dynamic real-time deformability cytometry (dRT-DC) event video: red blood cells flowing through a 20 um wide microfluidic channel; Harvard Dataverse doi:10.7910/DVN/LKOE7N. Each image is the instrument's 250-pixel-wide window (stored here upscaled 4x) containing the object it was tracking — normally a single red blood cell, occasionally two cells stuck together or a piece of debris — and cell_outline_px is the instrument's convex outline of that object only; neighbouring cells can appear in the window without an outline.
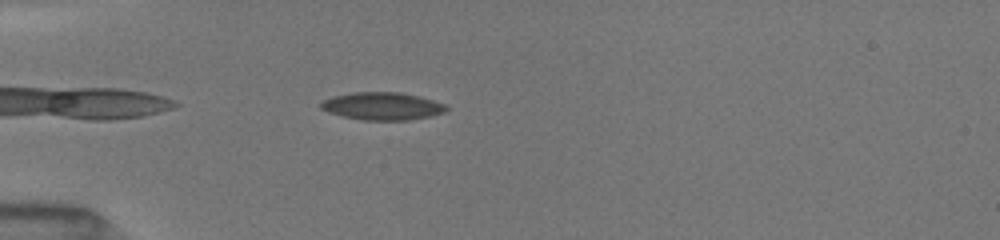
{"species": "common noctule bat (a hibernating species)", "species_latin": "Nyctalus noctula", "temperature_condition": "room temperature", "stored_images_in_passage": 19, "camera_frame_rate_fps": 3000, "um_per_image_px": 0.085, "animal": {"sex": "female", "body_mass_g": 19.5, "forearm_length_mm": 54.1}, "frame": {"image": 1, "passage_image": 4, "time_ms": 1.0, "image_size_px": [1000, 240], "cell_outline_px": [[448, 108], [444, 112], [432, 116], [408, 120], [364, 120], [344, 116], [328, 112], [320, 108], [320, 104], [324, 100], [332, 96], [352, 92], [400, 92], [432, 100], [444, 104]], "centroid_in_image_um": [32.48, 9.02], "position_along_channel_um": 52.5, "area_um2": 20.06}}
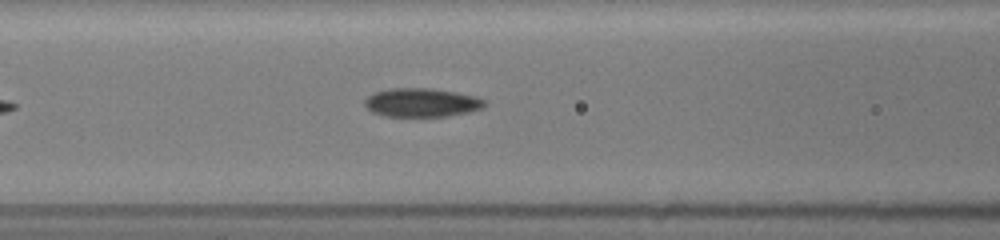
{"frame": {"image": 2, "passage_image": 11, "time_ms": 3.333, "image_size_px": [1000, 240], "cell_outline_px": [[488, 104], [484, 108], [468, 112], [448, 116], [388, 116], [372, 112], [364, 104], [364, 100], [368, 96], [376, 92], [388, 88], [432, 88], [456, 92], [476, 96], [484, 100]], "centroid_in_image_um": [35.88, 8.71], "position_along_channel_um": 130.7, "area_um2": 20.11}}
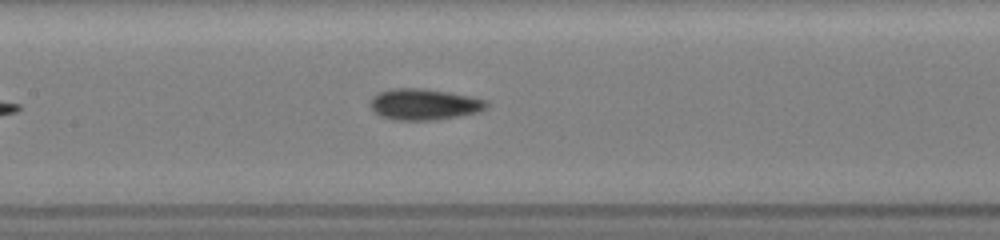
{"frame": {"image": 3, "passage_image": 16, "time_ms": 4.333, "image_size_px": [1000, 240], "cell_outline_px": [[488, 104], [484, 108], [476, 112], [436, 120], [392, 120], [380, 116], [368, 104], [368, 100], [372, 96], [380, 92], [392, 88], [424, 88], [448, 92], [468, 96], [484, 100]], "centroid_in_image_um": [35.95, 8.86], "position_along_channel_um": 171.5, "area_um2": 20.98}}